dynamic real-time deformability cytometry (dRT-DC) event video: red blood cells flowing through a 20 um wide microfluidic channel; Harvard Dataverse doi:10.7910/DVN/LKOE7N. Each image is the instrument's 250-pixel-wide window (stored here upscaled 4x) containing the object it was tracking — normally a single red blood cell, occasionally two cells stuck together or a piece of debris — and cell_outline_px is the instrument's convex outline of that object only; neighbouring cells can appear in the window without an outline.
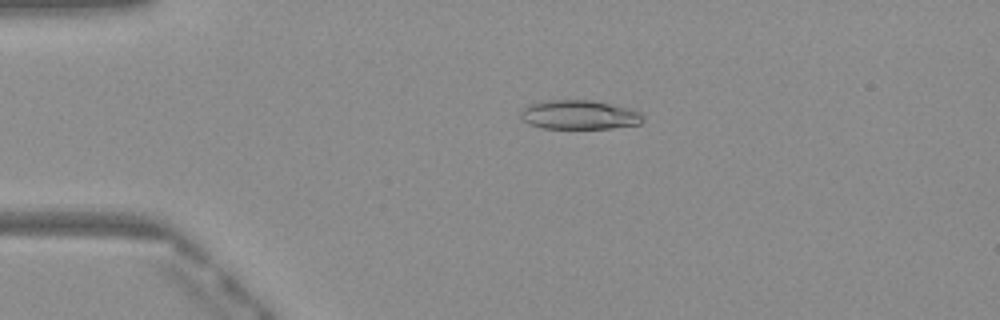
{"species": "Egyptian fruit bat (a non-hibernating species)", "species_latin": "Rousettus aegyptiacus", "temperature_condition": "warm", "stored_images_in_passage": 50, "camera_frame_rate_fps": 3000, "um_per_image_px": 0.085, "frame": {"image": 1, "passage_image": 11, "time_ms": 3.333, "image_size_px": [1000, 320], "cell_outline_px": [[644, 120], [640, 124], [612, 128], [540, 128], [528, 124], [520, 116], [520, 112], [528, 104], [544, 100], [592, 100], [628, 108], [640, 112], [644, 116]], "centroid_in_image_um": [49.22, 9.76], "position_along_channel_um": 35.8, "area_um2": 20.87}}
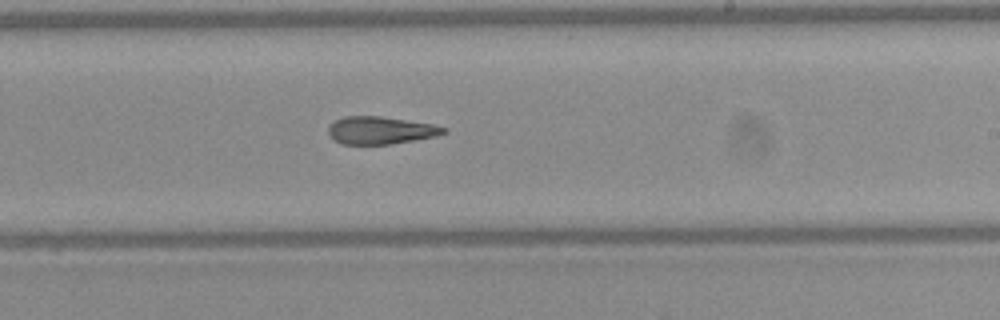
{"frame": {"image": 2, "passage_image": 30, "time_ms": 9.667, "image_size_px": [1000, 320], "cell_outline_px": [[448, 132], [436, 136], [392, 144], [340, 144], [332, 140], [328, 136], [328, 128], [336, 120], [344, 116], [380, 116], [432, 124], [448, 128]], "centroid_in_image_um": [32.33, 11.09], "position_along_channel_um": 256.7, "area_um2": 18.61}}
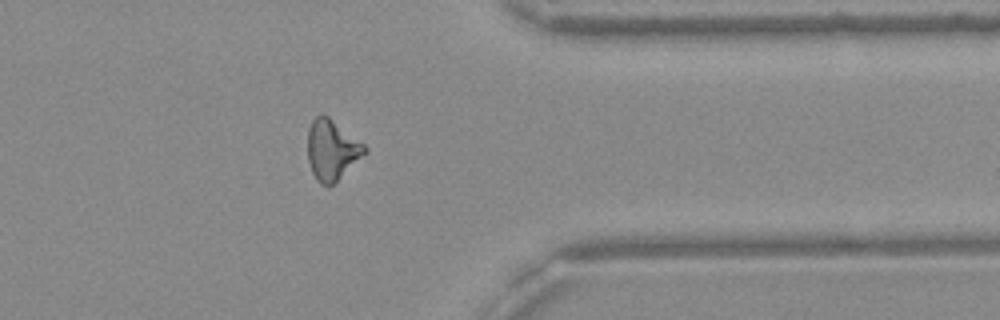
{"frame": {"image": 3, "passage_image": 40, "time_ms": 13.0, "image_size_px": [1000, 320], "cell_outline_px": [[368, 152], [328, 188], [320, 184], [316, 180], [312, 172], [308, 160], [308, 128], [312, 120], [320, 112], [328, 116], [364, 144], [368, 148]], "centroid_in_image_um": [28.2, 12.74], "position_along_channel_um": 383.2, "area_um2": 20.11}, "authors_computed_cell_mechanics": {"area_um2": 20.1144, "velocity_mm_per_s": 4.11, "shape_relaxation_time_tau1_ms": null, "shape_relaxation_time_tau2_ms": 4.9163, "deformation_change_tau1": null, "deformation_change_tau2": 0.1786}}